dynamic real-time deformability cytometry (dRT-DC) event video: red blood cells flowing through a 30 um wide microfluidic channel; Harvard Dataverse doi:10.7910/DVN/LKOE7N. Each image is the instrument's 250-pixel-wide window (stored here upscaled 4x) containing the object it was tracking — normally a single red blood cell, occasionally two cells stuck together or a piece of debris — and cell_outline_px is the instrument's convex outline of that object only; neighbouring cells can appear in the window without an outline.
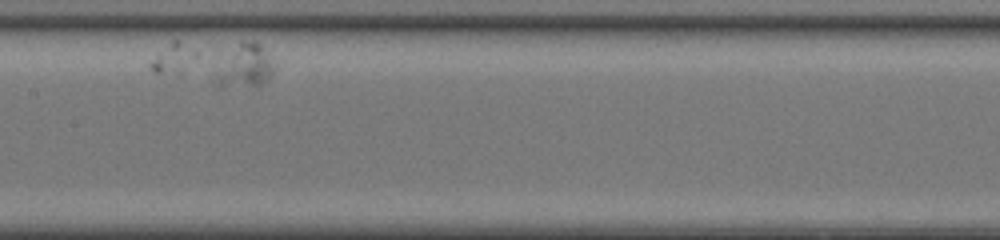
{"species": "common noctule bat (a hibernating species)", "species_latin": "Nyctalus noctula", "temperature_condition": "room temperature", "stored_images_in_passage": 33, "camera_frame_rate_fps": 3000, "um_per_image_px": 0.085, "animal": {"sex": "female", "body_mass_g": 20.0, "forearm_length_mm": 54.0}, "frame": {"image": 1, "passage_image": 14, "time_ms": 4.333, "image_size_px": [1000, 240], "cell_outline_px": [[272, 76], [260, 84], [220, 88], [216, 84], [212, 60], [240, 40], [256, 40], [264, 48], [268, 56], [272, 68]], "centroid_in_image_um": [20.6, 5.55], "position_along_channel_um": 186.8, "area_um2": 15.78}}
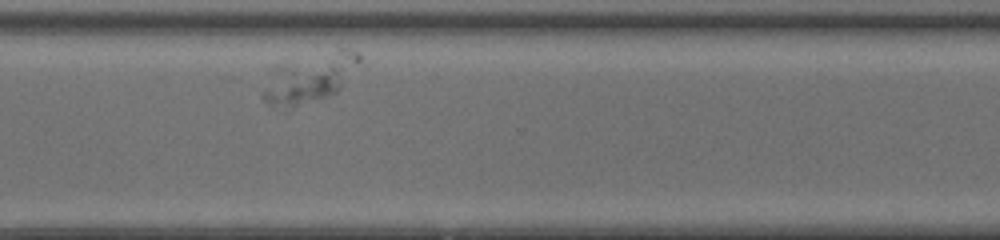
{"frame": {"image": 2, "passage_image": 29, "time_ms": 9.333, "image_size_px": [1000, 240], "cell_outline_px": [[340, 88], [336, 92], [324, 96], [296, 104], [272, 104], [264, 100], [264, 92], [276, 68], [280, 64], [332, 64], [336, 68], [340, 84]], "centroid_in_image_um": [25.61, 7.08], "position_along_channel_um": 345.0, "area_um2": 17.92}}
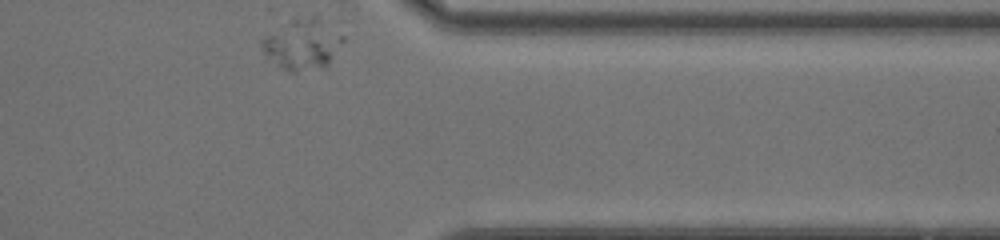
{"frame": {"image": 3, "passage_image": 33, "time_ms": 10.667, "image_size_px": [1000, 240], "cell_outline_px": [[344, 40], [328, 64], [296, 72], [288, 72], [280, 68], [264, 52], [260, 44], [260, 40], [296, 16], [316, 12], [344, 36]], "centroid_in_image_um": [25.73, 3.68], "position_along_channel_um": 385.7, "area_um2": 24.1}}